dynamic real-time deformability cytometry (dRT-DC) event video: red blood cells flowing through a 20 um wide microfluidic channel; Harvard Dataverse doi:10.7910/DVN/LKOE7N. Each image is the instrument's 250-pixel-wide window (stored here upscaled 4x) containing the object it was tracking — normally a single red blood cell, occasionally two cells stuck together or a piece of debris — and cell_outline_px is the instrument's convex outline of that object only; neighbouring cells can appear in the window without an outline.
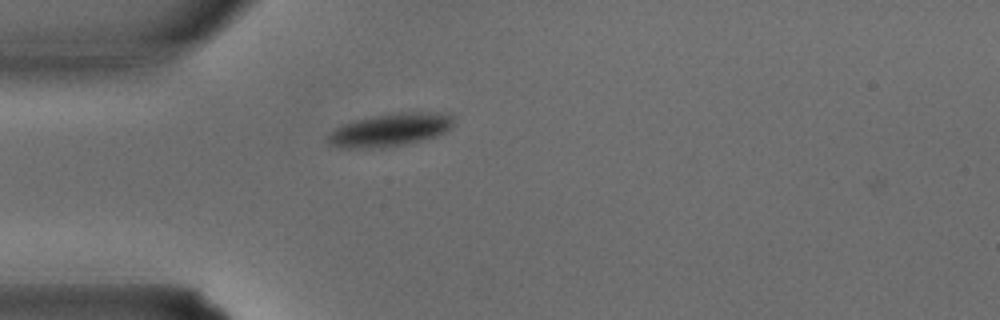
{"species": "common noctule bat (a hibernating species)", "species_latin": "Nyctalus noctula", "temperature_condition": "warm", "stored_images_in_passage": 26, "camera_frame_rate_fps": 3000, "um_per_image_px": 0.085, "animal": {"sex": "male", "body_mass_g": 15.6}, "frame": {"image": 1, "passage_image": 1, "time_ms": 0.0, "image_size_px": [1000, 320], "cell_outline_px": [[452, 128], [436, 136], [420, 140], [380, 148], [344, 148], [332, 144], [328, 140], [328, 136], [336, 128], [352, 120], [392, 112], [448, 112], [452, 116]], "centroid_in_image_um": [33.19, 11.01], "position_along_channel_um": 51.8, "area_um2": 23.99}}
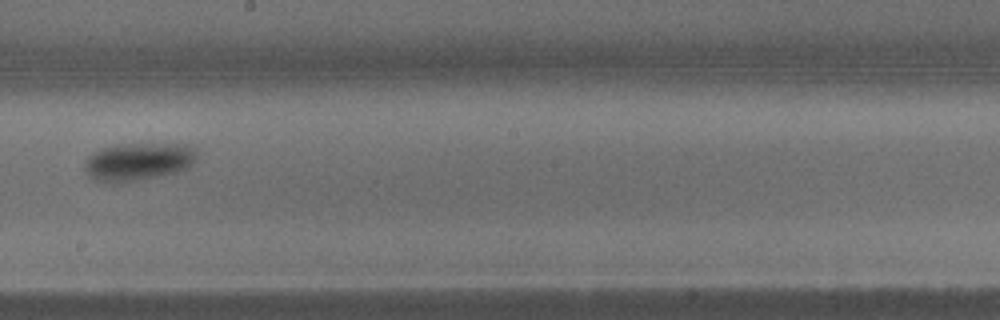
{"frame": {"image": 2, "passage_image": 11, "time_ms": 3.333, "image_size_px": [1000, 320], "cell_outline_px": [[196, 156], [192, 164], [176, 172], [116, 184], [112, 184], [92, 180], [88, 176], [84, 168], [84, 164], [88, 156], [100, 148], [120, 144], [192, 144], [196, 148]], "centroid_in_image_um": [11.7, 13.74], "position_along_channel_um": 236.5, "area_um2": 24.91}}
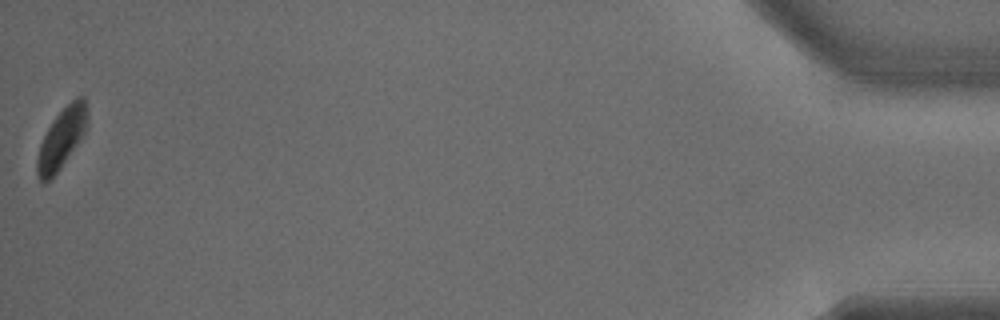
{"frame": {"image": 3, "passage_image": 26, "time_ms": 8.333, "image_size_px": [1000, 320], "cell_outline_px": [[88, 120], [84, 132], [60, 168], [44, 184], [40, 180], [36, 172], [36, 160], [40, 144], [52, 120], [76, 96], [84, 96]], "centroid_in_image_um": [5.21, 11.75], "position_along_channel_um": 430.0, "area_um2": 17.11}}